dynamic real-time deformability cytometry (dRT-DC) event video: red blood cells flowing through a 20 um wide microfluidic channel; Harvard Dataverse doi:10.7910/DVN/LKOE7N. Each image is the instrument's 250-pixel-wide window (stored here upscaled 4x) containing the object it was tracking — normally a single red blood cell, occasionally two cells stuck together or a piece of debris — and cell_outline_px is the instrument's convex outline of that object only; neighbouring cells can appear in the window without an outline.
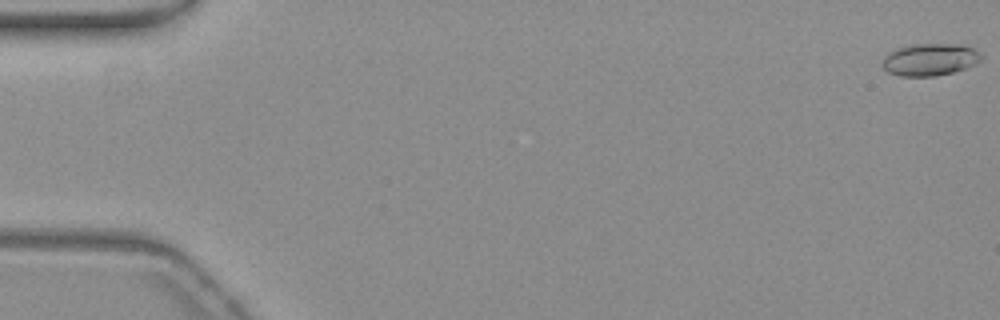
{"species": "common noctule bat (a hibernating species)", "species_latin": "Nyctalus noctula", "temperature_condition": "warm", "stored_images_in_passage": 56, "camera_frame_rate_fps": 3000, "um_per_image_px": 0.085, "animal": {"sex": "female", "body_mass_g": 19.3, "forearm_length_mm": 54.1}, "frame": {"image": 1, "passage_image": 1, "time_ms": 0.0, "image_size_px": [1000, 320], "cell_outline_px": [[984, 56], [976, 64], [952, 72], [936, 76], [900, 76], [888, 72], [880, 64], [884, 56], [888, 52], [912, 44], [964, 44], [976, 48]], "centroid_in_image_um": [79.07, 5.05], "position_along_channel_um": 5.9, "area_um2": 18.79}}
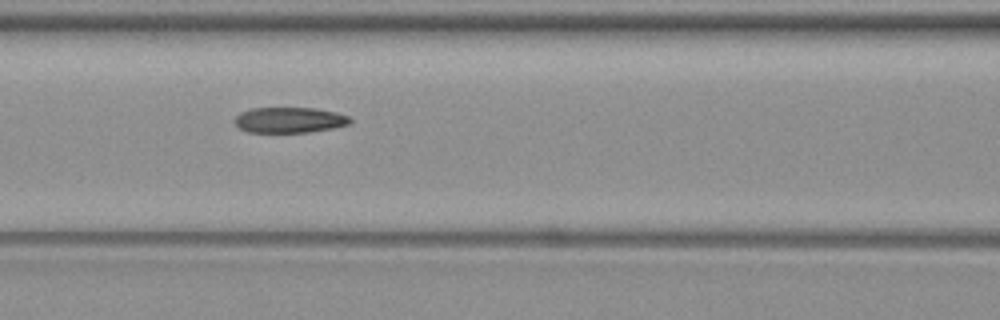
{"frame": {"image": 2, "passage_image": 25, "time_ms": 8.0, "image_size_px": [1000, 320], "cell_outline_px": [[352, 120], [348, 124], [332, 128], [308, 132], [248, 132], [240, 128], [236, 124], [236, 116], [240, 112], [252, 108], [316, 108], [336, 112], [348, 116]], "centroid_in_image_um": [24.61, 10.19], "position_along_channel_um": 142.0, "area_um2": 17.05}}
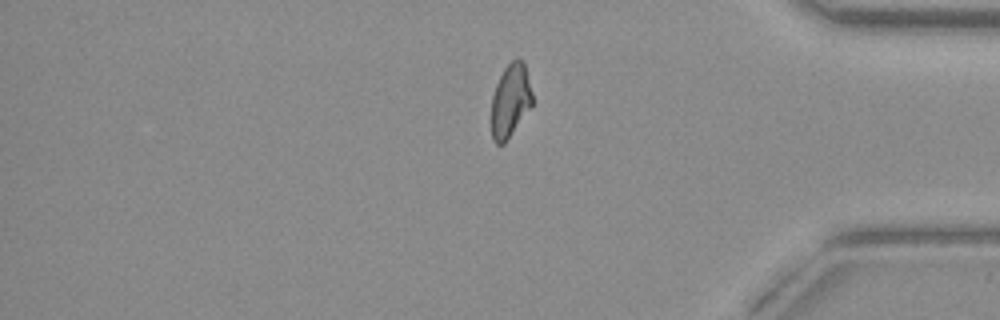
{"frame": {"image": 3, "passage_image": 47, "time_ms": 15.333, "image_size_px": [1000, 320], "cell_outline_px": [[532, 104], [504, 144], [496, 144], [492, 140], [492, 96], [496, 84], [504, 68], [516, 56], [524, 60], [532, 92]], "centroid_in_image_um": [43.38, 8.51], "position_along_channel_um": 391.8, "area_um2": 17.4}, "authors_computed_cell_mechanics": {"area_um2": 18.0336, "velocity_mm_per_s": 3.7372, "shape_relaxation_time_tau1_ms": null, "shape_relaxation_time_tau2_ms": 2.7332, "deformation_change_tau1": null, "deformation_change_tau2": 0.0922}}